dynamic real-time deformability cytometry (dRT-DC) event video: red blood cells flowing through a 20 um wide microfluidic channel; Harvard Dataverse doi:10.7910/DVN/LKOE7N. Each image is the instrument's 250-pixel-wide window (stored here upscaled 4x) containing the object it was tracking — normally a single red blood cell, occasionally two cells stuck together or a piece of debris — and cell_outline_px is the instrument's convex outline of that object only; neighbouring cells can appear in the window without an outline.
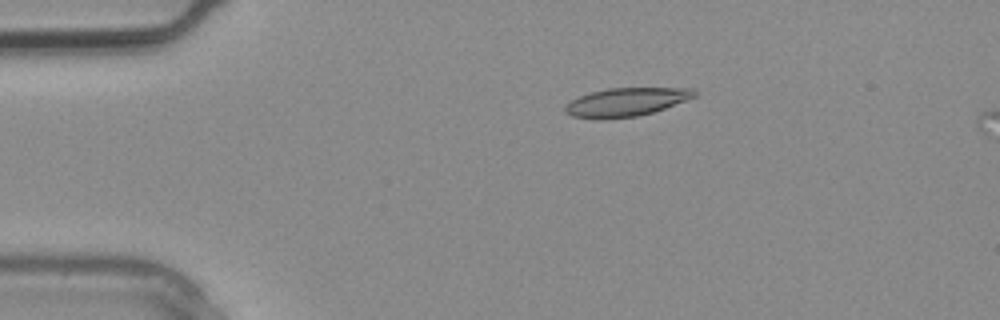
{"species": "common noctule bat (a hibernating species)", "species_latin": "Nyctalus noctula", "temperature_condition": "warm", "stored_images_in_passage": 3, "camera_frame_rate_fps": 3000, "um_per_image_px": 0.085, "animal": {"sex": "male", "body_mass_g": 20.4}, "frame": {"image": 1, "passage_image": 2, "time_ms": 0.333, "image_size_px": [1000, 320], "cell_outline_px": [[696, 96], [664, 108], [652, 112], [636, 116], [604, 120], [572, 116], [564, 112], [564, 104], [580, 96], [592, 92], [608, 88], [692, 88], [696, 92]], "centroid_in_image_um": [53.17, 8.68], "position_along_channel_um": 31.8, "area_um2": 21.33}}
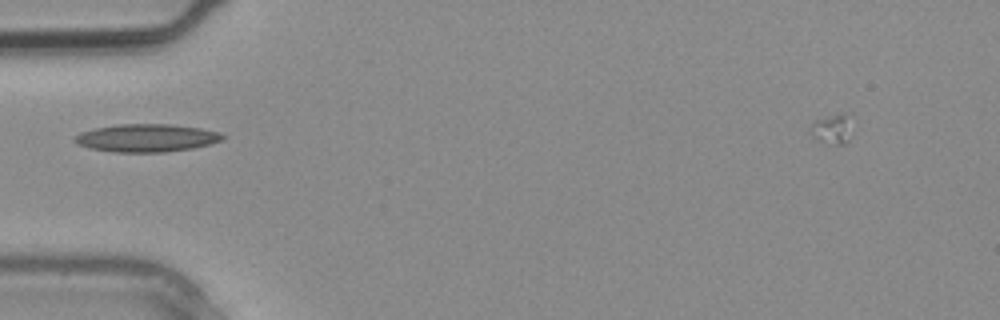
{"frame": {"image": 2, "passage_image": 3, "time_ms": 0.667, "image_size_px": [1000, 320], "cell_outline_px": [[228, 136], [224, 140], [192, 148], [164, 152], [112, 152], [92, 148], [76, 144], [72, 140], [80, 132], [96, 128], [116, 124], [172, 124], [200, 128], [220, 132]], "centroid_in_image_um": [12.48, 11.72], "position_along_channel_um": 72.5, "area_um2": 24.1}}